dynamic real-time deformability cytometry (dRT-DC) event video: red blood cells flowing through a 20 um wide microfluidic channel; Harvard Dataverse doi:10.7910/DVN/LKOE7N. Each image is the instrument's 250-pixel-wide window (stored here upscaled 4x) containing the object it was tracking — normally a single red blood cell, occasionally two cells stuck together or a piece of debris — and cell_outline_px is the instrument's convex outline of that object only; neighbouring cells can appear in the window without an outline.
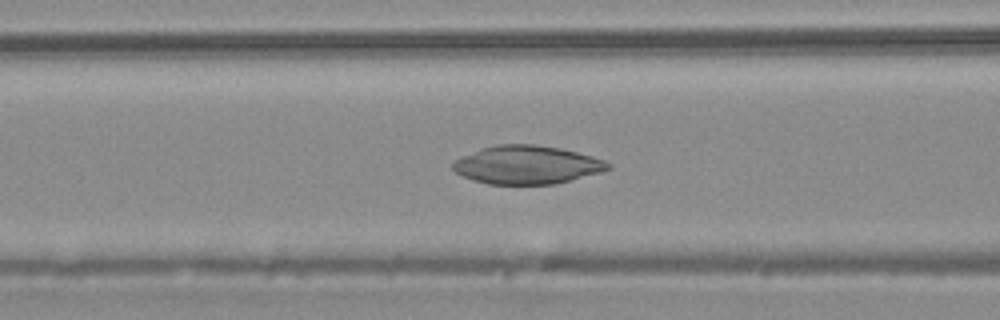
{"species": "common noctule bat (a hibernating species)", "species_latin": "Nyctalus noctula", "temperature_condition": "warm", "stored_images_in_passage": 33, "camera_frame_rate_fps": 3000, "um_per_image_px": 0.085, "animal": {"sex": "male", "body_mass_g": 20.4}, "frame": {"image": 1, "passage_image": 5, "time_ms": 1.333, "image_size_px": [1000, 320], "cell_outline_px": [[612, 168], [600, 172], [556, 184], [488, 184], [472, 180], [456, 172], [452, 168], [452, 164], [456, 160], [480, 148], [496, 144], [532, 144], [560, 148], [592, 156], [604, 160], [612, 164]], "centroid_in_image_um": [44.8, 14.01], "position_along_channel_um": 121.8, "area_um2": 34.56}}
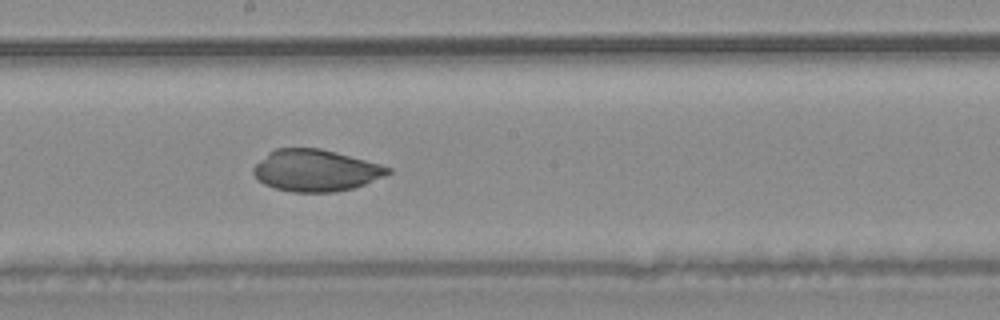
{"frame": {"image": 2, "passage_image": 12, "time_ms": 3.667, "image_size_px": [1000, 320], "cell_outline_px": [[392, 172], [384, 176], [364, 184], [352, 188], [332, 192], [292, 192], [276, 188], [264, 184], [256, 180], [252, 172], [252, 168], [268, 152], [276, 148], [320, 148], [336, 152], [380, 164], [392, 168]], "centroid_in_image_um": [26.8, 14.48], "position_along_channel_um": 221.4, "area_um2": 32.66}}
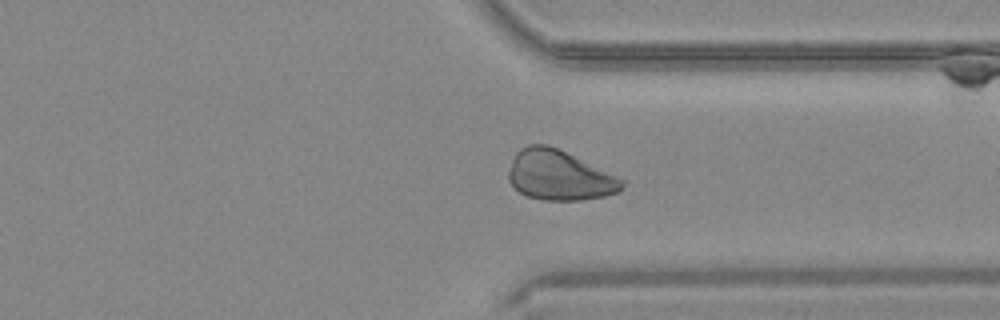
{"frame": {"image": 3, "passage_image": 22, "time_ms": 7.0, "image_size_px": [1000, 320], "cell_outline_px": [[624, 184], [620, 192], [604, 196], [580, 200], [544, 200], [528, 196], [520, 192], [508, 180], [508, 172], [512, 160], [516, 152], [520, 148], [528, 144], [548, 144], [616, 176], [624, 180]], "centroid_in_image_um": [47.51, 14.91], "position_along_channel_um": 363.9, "area_um2": 32.66}}